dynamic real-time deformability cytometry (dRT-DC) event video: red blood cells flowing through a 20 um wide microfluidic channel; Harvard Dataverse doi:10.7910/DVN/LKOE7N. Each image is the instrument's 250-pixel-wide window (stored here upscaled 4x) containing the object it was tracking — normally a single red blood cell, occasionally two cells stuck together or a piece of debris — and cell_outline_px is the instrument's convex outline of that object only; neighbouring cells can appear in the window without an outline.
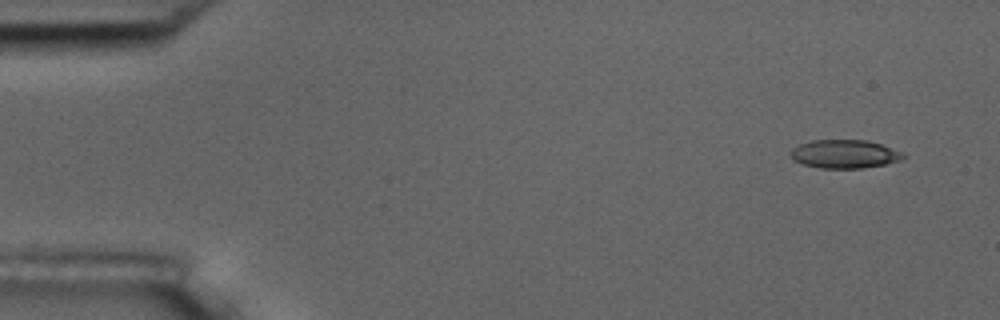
{"species": "common noctule bat (a hibernating species)", "species_latin": "Nyctalus noctula", "temperature_condition": "room temperature", "stored_images_in_passage": 4, "camera_frame_rate_fps": 3000, "um_per_image_px": 0.085, "animal": {"sex": "male", "body_mass_g": 17.5, "forearm_length_mm": 52.3}, "frame": {"image": 1, "passage_image": 1, "time_ms": 0.0, "image_size_px": [1000, 320], "cell_outline_px": [[908, 156], [900, 160], [884, 164], [864, 168], [820, 168], [804, 164], [792, 160], [792, 148], [800, 144], [812, 140], [868, 140], [904, 152]], "centroid_in_image_um": [71.82, 13.09], "position_along_channel_um": 13.2, "area_um2": 18.67}}